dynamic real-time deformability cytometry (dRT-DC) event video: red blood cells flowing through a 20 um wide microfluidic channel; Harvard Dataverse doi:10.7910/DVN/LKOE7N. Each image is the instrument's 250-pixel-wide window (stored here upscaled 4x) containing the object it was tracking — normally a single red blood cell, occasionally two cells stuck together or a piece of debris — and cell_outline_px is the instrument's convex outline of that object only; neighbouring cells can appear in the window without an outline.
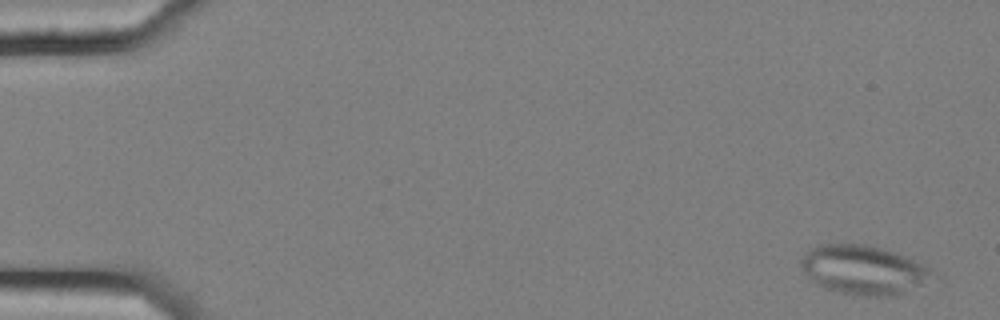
{"species": "common noctule bat (a hibernating species)", "species_latin": "Nyctalus noctula", "temperature_condition": "cold", "stored_images_in_passage": 6, "camera_frame_rate_fps": 3000, "um_per_image_px": 0.085, "animal": {"sex": "female", "body_mass_g": 25.1}, "frame": {"image": 1, "passage_image": 1, "time_ms": 0.0, "image_size_px": [1000, 320], "cell_outline_px": [[944, 280], [892, 296], [864, 296], [840, 292], [824, 288], [808, 280], [800, 264], [800, 260], [808, 248], [816, 244], [864, 244], [880, 248], [904, 256], [932, 268]], "centroid_in_image_um": [73.5, 22.96], "position_along_channel_um": 11.5, "area_um2": 38.73}}